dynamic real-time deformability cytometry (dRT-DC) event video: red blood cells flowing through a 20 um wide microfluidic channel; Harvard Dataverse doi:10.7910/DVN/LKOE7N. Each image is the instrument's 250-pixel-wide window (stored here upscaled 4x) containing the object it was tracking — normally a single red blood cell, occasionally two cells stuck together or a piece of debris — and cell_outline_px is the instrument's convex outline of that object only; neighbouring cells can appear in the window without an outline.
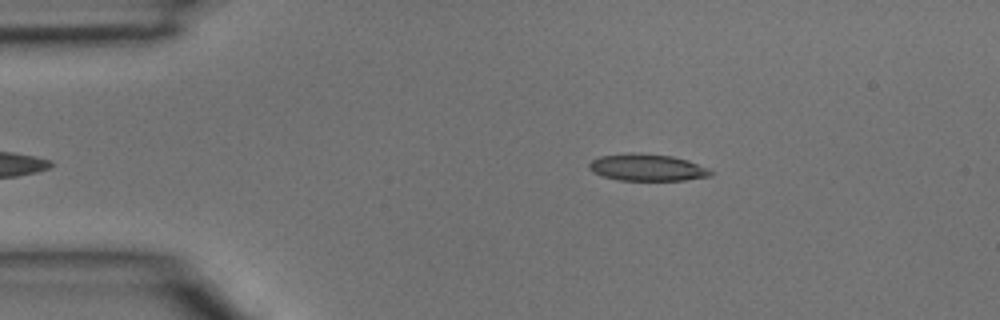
{"species": "common noctule bat (a hibernating species)", "species_latin": "Nyctalus noctula", "temperature_condition": "room temperature", "stored_images_in_passage": 5, "camera_frame_rate_fps": 3000, "um_per_image_px": 0.085, "animal": {"sex": "male", "body_mass_g": 15.6}, "frame": {"image": 1, "passage_image": 5, "time_ms": 1.333, "image_size_px": [1000, 320], "cell_outline_px": [[712, 176], [684, 180], [620, 180], [604, 176], [592, 172], [588, 168], [588, 164], [592, 160], [600, 156], [624, 152], [640, 152], [672, 156], [688, 160], [708, 168], [712, 172]], "centroid_in_image_um": [54.99, 14.22], "position_along_channel_um": 30.0, "area_um2": 19.25}}